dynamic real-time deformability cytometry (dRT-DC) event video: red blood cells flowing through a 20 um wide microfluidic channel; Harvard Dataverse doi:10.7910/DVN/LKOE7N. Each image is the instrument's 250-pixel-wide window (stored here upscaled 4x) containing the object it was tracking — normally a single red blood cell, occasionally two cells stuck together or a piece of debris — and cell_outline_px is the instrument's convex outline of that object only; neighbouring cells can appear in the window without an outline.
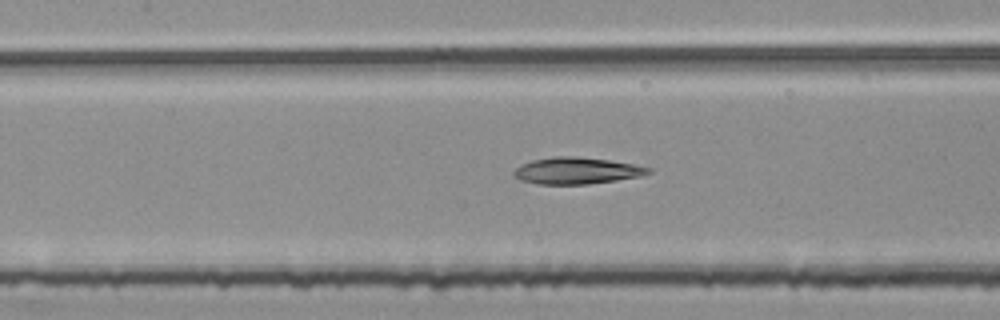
{"species": "common noctule bat (a hibernating species)", "species_latin": "Nyctalus noctula", "temperature_condition": "room temperature", "stored_images_in_passage": 52, "segment_of_instrument_passage": [2, 2], "camera_frame_rate_fps": 3000, "um_per_image_px": 0.085, "animal": {"sex": "female", "body_mass_g": 25.1}, "frame": {"image": 1, "passage_image": 23, "time_ms": 7.333, "image_size_px": [1000, 320], "cell_outline_px": [[652, 172], [640, 176], [616, 180], [588, 184], [536, 184], [520, 180], [512, 176], [512, 172], [520, 164], [532, 160], [556, 156], [576, 156], [608, 160], [632, 164], [652, 168]], "centroid_in_image_um": [48.96, 14.51], "position_along_channel_um": 158.4, "area_um2": 20.92}}
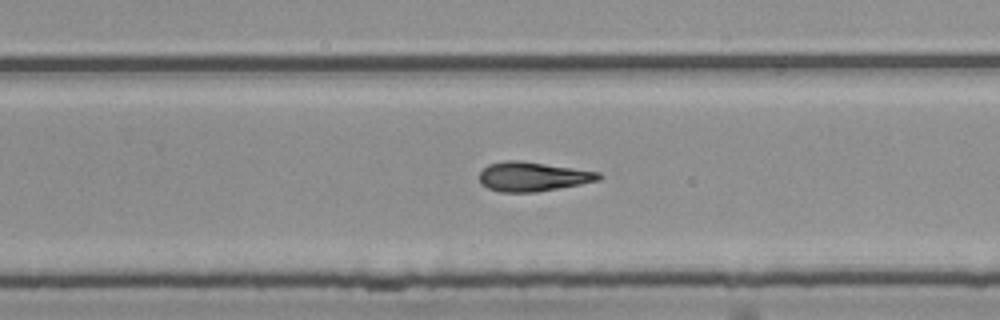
{"frame": {"image": 2, "passage_image": 33, "time_ms": 10.667, "image_size_px": [1000, 320], "cell_outline_px": [[604, 176], [600, 180], [580, 184], [536, 192], [500, 192], [488, 188], [480, 184], [480, 172], [488, 164], [504, 160], [520, 160], [600, 172]], "centroid_in_image_um": [45.28, 15.0], "position_along_channel_um": 284.5, "area_um2": 20.46}}
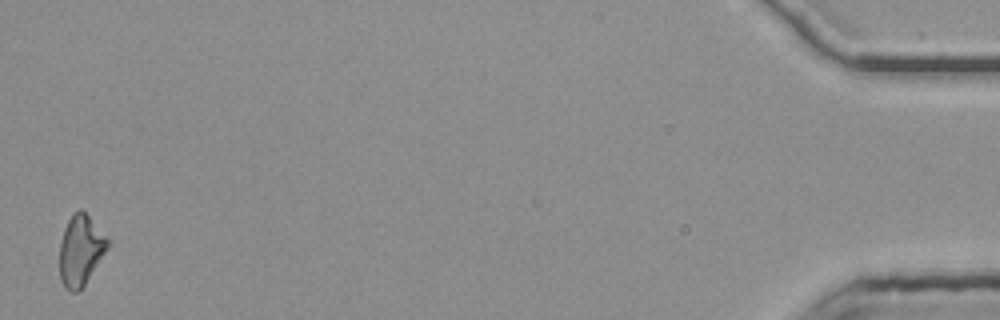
{"frame": {"image": 3, "passage_image": 52, "time_ms": 17.0, "image_size_px": [1000, 320], "cell_outline_px": [[108, 248], [84, 284], [76, 292], [68, 292], [60, 280], [60, 244], [64, 228], [72, 212], [80, 208], [88, 216], [108, 240]], "centroid_in_image_um": [6.81, 21.28], "position_along_channel_um": 428.4, "area_um2": 19.31}}